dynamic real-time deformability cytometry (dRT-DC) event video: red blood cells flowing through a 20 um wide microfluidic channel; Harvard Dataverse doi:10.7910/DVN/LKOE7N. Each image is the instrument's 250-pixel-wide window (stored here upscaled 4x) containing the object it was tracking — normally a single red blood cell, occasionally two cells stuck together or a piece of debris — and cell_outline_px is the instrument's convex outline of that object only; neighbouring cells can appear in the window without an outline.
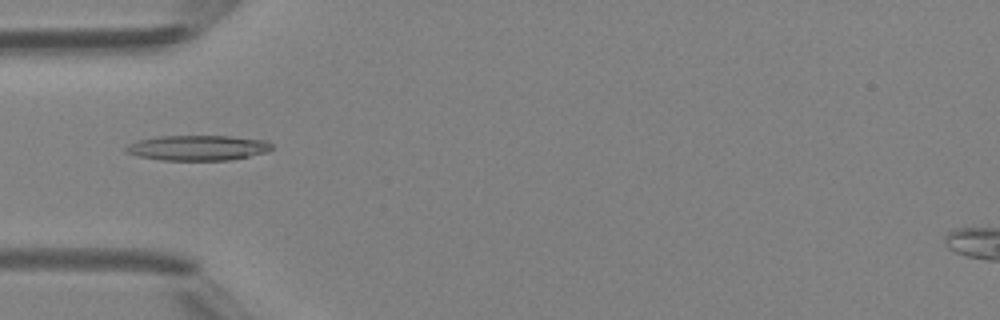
{"species": "Egyptian fruit bat (a non-hibernating species)", "species_latin": "Rousettus aegyptiacus", "temperature_condition": "room temperature", "stored_images_in_passage": 5, "camera_frame_rate_fps": 3000, "um_per_image_px": 0.085, "animal": {"sex": "female"}, "frame": {"image": 1, "passage_image": 4, "time_ms": 4.333, "image_size_px": [1000, 320], "cell_outline_px": [[272, 148], [268, 152], [228, 160], [160, 160], [136, 156], [124, 152], [124, 148], [128, 144], [136, 140], [156, 136], [232, 136], [264, 140], [272, 144]], "centroid_in_image_um": [16.74, 12.56], "position_along_channel_um": 68.3, "area_um2": 21.62}}
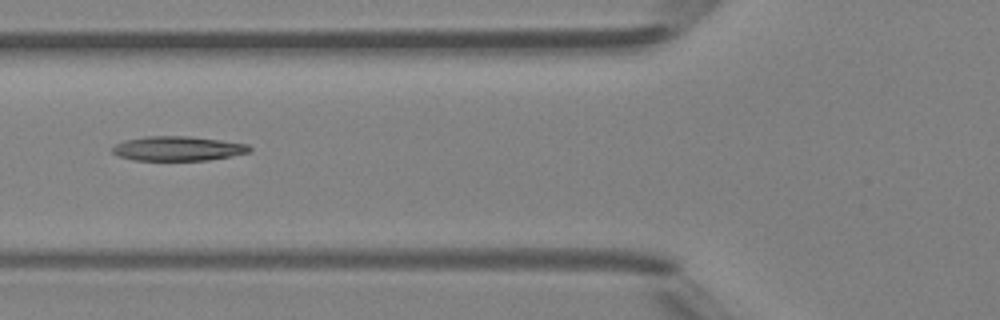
{"frame": {"image": 2, "passage_image": 5, "time_ms": 5.333, "image_size_px": [1000, 320], "cell_outline_px": [[252, 152], [232, 156], [208, 160], [136, 160], [120, 156], [112, 152], [112, 148], [116, 144], [124, 140], [144, 136], [188, 136], [220, 140], [248, 144], [252, 148]], "centroid_in_image_um": [15.16, 12.62], "position_along_channel_um": 110.6, "area_um2": 19.59}}